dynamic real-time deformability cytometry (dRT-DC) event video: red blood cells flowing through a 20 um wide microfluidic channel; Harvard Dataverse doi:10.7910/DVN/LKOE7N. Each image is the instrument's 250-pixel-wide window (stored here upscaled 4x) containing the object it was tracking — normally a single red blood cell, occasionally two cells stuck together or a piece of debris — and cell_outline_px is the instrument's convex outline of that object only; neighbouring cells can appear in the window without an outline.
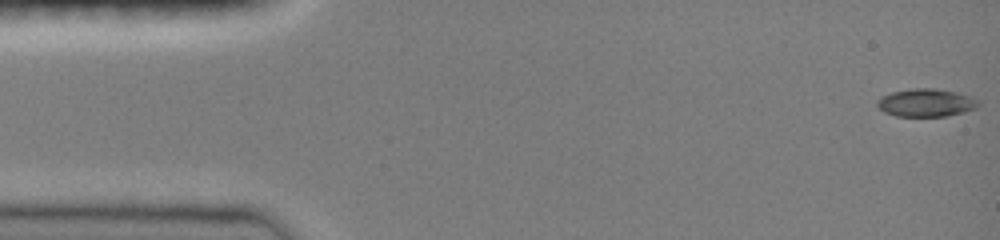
{"species": "common noctule bat (a hibernating species)", "species_latin": "Nyctalus noctula", "temperature_condition": "room temperature", "stored_images_in_passage": 47, "camera_frame_rate_fps": 3000, "um_per_image_px": 0.085, "animal": {"sex": "female", "body_mass_g": 19.0, "forearm_length_mm": 51.5}, "frame": {"image": 1, "passage_image": 1, "time_ms": 0.0, "image_size_px": [1000, 240], "cell_outline_px": [[980, 104], [976, 108], [964, 112], [948, 116], [896, 116], [884, 112], [876, 104], [876, 100], [880, 96], [892, 92], [912, 88], [936, 88], [956, 92], [980, 100]], "centroid_in_image_um": [78.71, 8.73], "position_along_channel_um": 6.3, "area_um2": 16.59}}
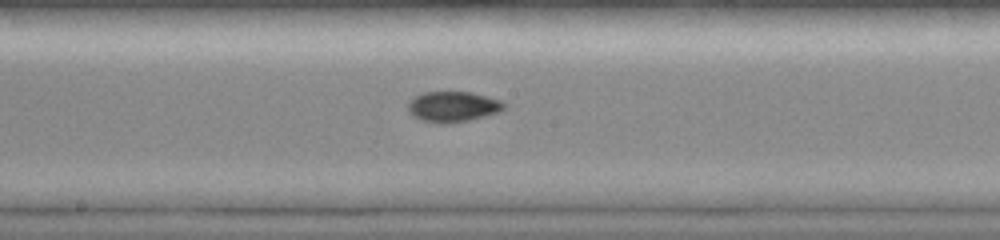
{"frame": {"image": 2, "passage_image": 25, "time_ms": 8.0, "image_size_px": [1000, 240], "cell_outline_px": [[504, 108], [500, 112], [468, 120], [448, 124], [440, 124], [420, 120], [412, 116], [408, 112], [408, 100], [412, 96], [424, 92], [472, 92], [488, 96], [500, 100], [504, 104]], "centroid_in_image_um": [38.44, 9.07], "position_along_channel_um": 209.8, "area_um2": 17.34}}
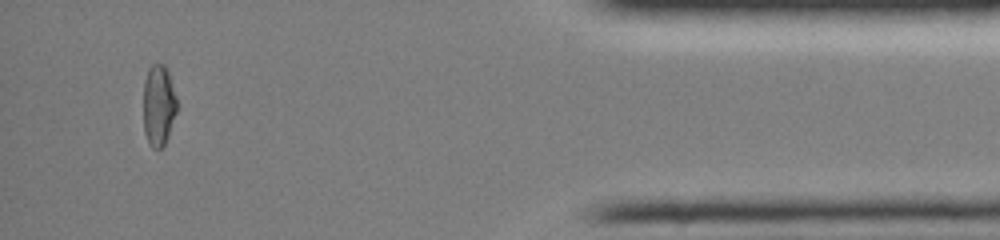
{"frame": {"image": 3, "passage_image": 44, "time_ms": 14.333, "image_size_px": [1000, 240], "cell_outline_px": [[176, 112], [168, 136], [164, 144], [160, 148], [152, 148], [144, 132], [144, 80], [148, 68], [152, 64], [164, 64], [168, 68], [176, 96]], "centroid_in_image_um": [13.48, 8.9], "position_along_channel_um": 421.7, "area_um2": 15.84}, "authors_computed_cell_mechanics": {"area_um2": 16.184, "velocity_mm_per_s": 4.0933, "shape_relaxation_time_tau1_ms": null, "shape_relaxation_time_tau2_ms": 1.3447, "deformation_change_tau1": null, "deformation_change_tau2": 0.0404}}